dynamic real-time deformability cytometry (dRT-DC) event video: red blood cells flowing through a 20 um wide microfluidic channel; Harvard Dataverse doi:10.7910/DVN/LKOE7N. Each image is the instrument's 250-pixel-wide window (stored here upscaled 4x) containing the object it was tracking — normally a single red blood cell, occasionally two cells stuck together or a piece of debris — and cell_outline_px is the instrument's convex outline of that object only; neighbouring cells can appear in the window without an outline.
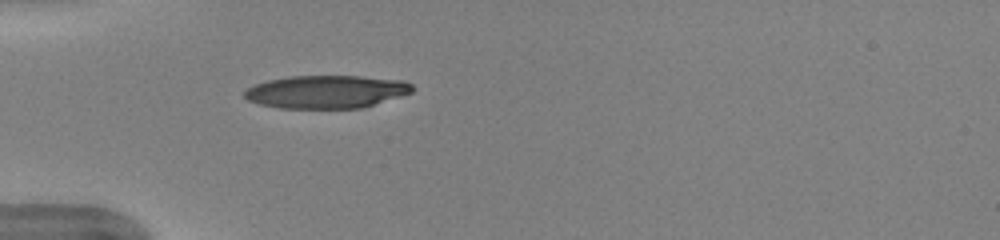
{"species": "human", "species_latin": "Homo sapiens", "temperature_condition": "warm", "stored_images_in_passage": 36, "camera_frame_rate_fps": 3000, "um_per_image_px": 0.085, "donor": {"sex": "female"}, "frame": {"image": 1, "passage_image": 1, "time_ms": 0.0, "image_size_px": [1000, 240], "cell_outline_px": [[412, 92], [400, 96], [360, 108], [280, 108], [260, 104], [248, 100], [244, 96], [244, 92], [252, 84], [268, 80], [288, 76], [360, 76], [404, 80], [412, 84]], "centroid_in_image_um": [27.71, 7.79], "position_along_channel_um": 57.3, "area_um2": 32.14}}
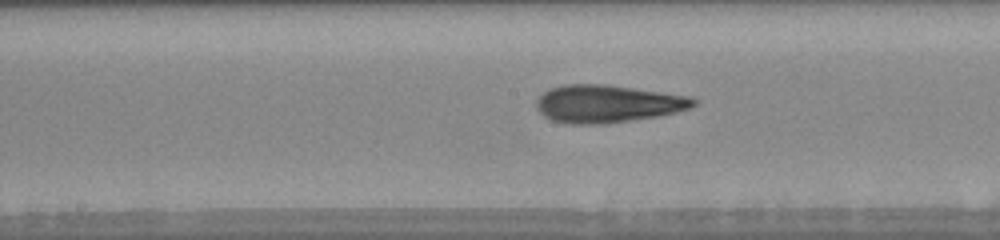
{"frame": {"image": 2, "passage_image": 12, "time_ms": 3.667, "image_size_px": [1000, 240], "cell_outline_px": [[696, 104], [692, 108], [676, 112], [656, 116], [604, 124], [568, 124], [552, 120], [544, 116], [536, 108], [536, 100], [548, 88], [564, 84], [608, 84], [692, 96], [696, 100]], "centroid_in_image_um": [51.64, 8.81], "position_along_channel_um": 196.6, "area_um2": 34.74}}
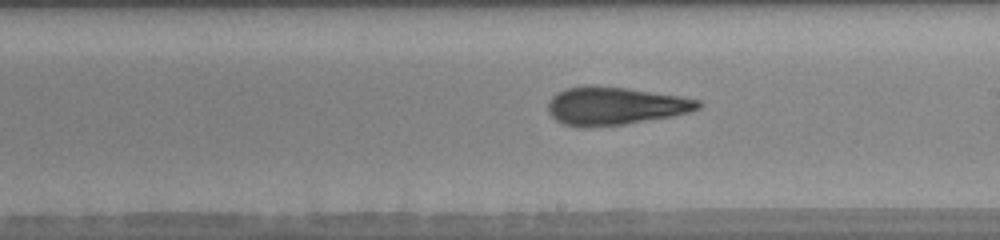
{"frame": {"image": 3, "passage_image": 15, "time_ms": 4.667, "image_size_px": [1000, 240], "cell_outline_px": [[704, 104], [700, 108], [688, 112], [672, 116], [624, 124], [588, 128], [580, 128], [564, 124], [556, 120], [548, 112], [548, 104], [552, 96], [556, 92], [568, 88], [588, 84], [596, 84], [628, 88], [680, 96], [700, 100]], "centroid_in_image_um": [52.25, 8.99], "position_along_channel_um": 236.7, "area_um2": 33.64}, "authors_computed_cell_mechanics": {"area_um2": 32.5414, "velocity_mm_per_s": 4.0246, "shape_relaxation_time_tau1_ms": 5.8603, "shape_relaxation_time_tau2_ms": 1.76, "deformation_change_tau1": 0.2124, "deformation_change_tau2": 0.1158}}